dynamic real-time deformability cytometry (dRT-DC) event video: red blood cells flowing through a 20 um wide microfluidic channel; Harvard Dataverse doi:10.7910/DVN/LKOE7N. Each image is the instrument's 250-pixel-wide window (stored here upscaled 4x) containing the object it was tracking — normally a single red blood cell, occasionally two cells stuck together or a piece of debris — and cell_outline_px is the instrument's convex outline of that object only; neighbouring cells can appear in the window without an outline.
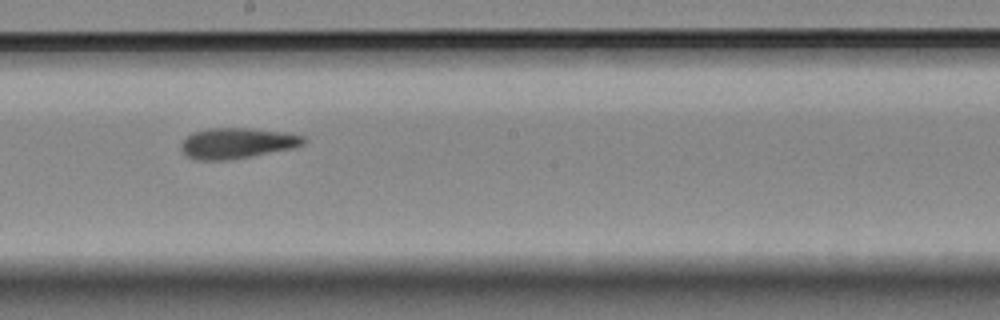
{"species": "Egyptian fruit bat (a non-hibernating species)", "species_latin": "Rousettus aegyptiacus", "temperature_condition": "room temperature", "stored_images_in_passage": 14, "camera_frame_rate_fps": 3000, "um_per_image_px": 0.085, "animal": {"sex": "female"}, "frame": {"image": 1, "passage_image": 8, "time_ms": 2.333, "image_size_px": [1000, 320], "cell_outline_px": [[308, 140], [304, 144], [292, 148], [252, 156], [228, 160], [196, 160], [188, 156], [180, 148], [180, 144], [192, 132], [208, 128], [252, 128], [288, 132], [304, 136]], "centroid_in_image_um": [20.18, 12.16], "position_along_channel_um": 228.0, "area_um2": 22.02}}
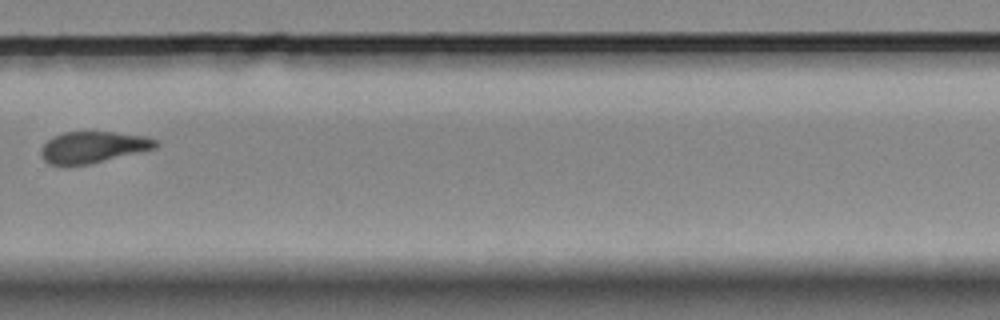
{"frame": {"image": 2, "passage_image": 10, "time_ms": 3.0, "image_size_px": [1000, 320], "cell_outline_px": [[160, 144], [156, 148], [88, 164], [64, 168], [48, 164], [44, 160], [40, 152], [40, 148], [52, 136], [64, 132], [112, 132], [148, 136], [156, 140]], "centroid_in_image_um": [7.86, 12.53], "position_along_channel_um": 321.9, "area_um2": 21.39}}